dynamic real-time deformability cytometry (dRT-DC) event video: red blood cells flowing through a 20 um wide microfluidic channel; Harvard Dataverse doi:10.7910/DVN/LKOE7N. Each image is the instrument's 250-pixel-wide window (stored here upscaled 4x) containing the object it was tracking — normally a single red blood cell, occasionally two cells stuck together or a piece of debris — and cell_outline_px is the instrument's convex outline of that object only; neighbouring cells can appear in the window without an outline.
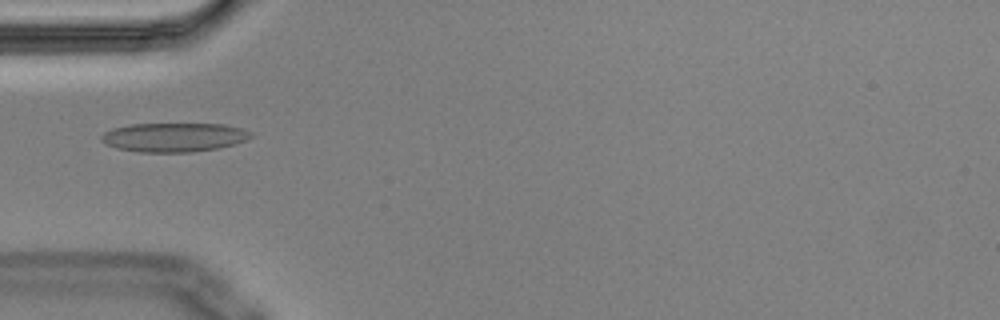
{"species": "Egyptian fruit bat (a non-hibernating species)", "species_latin": "Rousettus aegyptiacus", "temperature_condition": "cold", "stored_images_in_passage": 6, "camera_frame_rate_fps": 3000, "um_per_image_px": 0.085, "animal": {"sex": "male"}, "frame": {"image": 1, "passage_image": 4, "time_ms": 1.0, "image_size_px": [1000, 320], "cell_outline_px": [[252, 136], [248, 140], [220, 148], [192, 152], [140, 152], [116, 148], [104, 144], [100, 140], [100, 136], [104, 132], [112, 128], [132, 124], [224, 124], [244, 128], [252, 132]], "centroid_in_image_um": [14.8, 11.67], "position_along_channel_um": 70.2, "area_um2": 25.61}}